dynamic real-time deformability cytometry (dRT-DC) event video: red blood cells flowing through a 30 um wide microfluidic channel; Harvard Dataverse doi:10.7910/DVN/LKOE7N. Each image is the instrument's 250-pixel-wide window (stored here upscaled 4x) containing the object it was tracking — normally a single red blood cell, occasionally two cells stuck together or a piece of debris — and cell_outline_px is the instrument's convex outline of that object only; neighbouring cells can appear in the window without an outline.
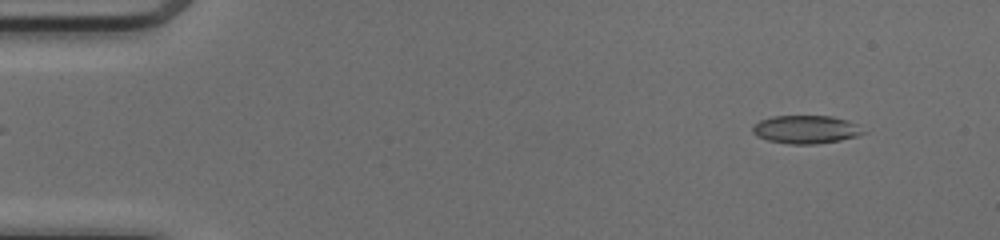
{"species": "common noctule bat (a hibernating species)", "species_latin": "Nyctalus noctula", "temperature_condition": "cold", "stored_images_in_passage": 49, "camera_frame_rate_fps": 3000, "um_per_image_px": 0.085, "animal": {"sex": "female", "body_mass_g": 17.0, "forearm_length_mm": 48.0}, "frame": {"image": 1, "passage_image": 4, "time_ms": 1.0, "image_size_px": [1000, 240], "cell_outline_px": [[868, 132], [856, 136], [840, 140], [816, 144], [788, 144], [768, 140], [756, 136], [752, 132], [752, 124], [760, 120], [772, 116], [832, 116], [848, 120], [856, 124]], "centroid_in_image_um": [68.49, 11.0], "position_along_channel_um": 16.5, "area_um2": 18.32}}
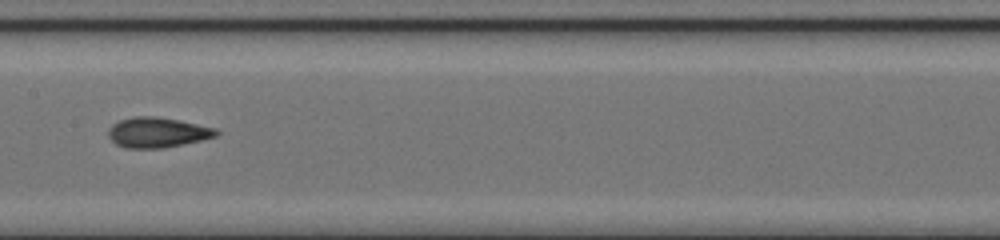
{"frame": {"image": 2, "passage_image": 25, "time_ms": 8.0, "image_size_px": [1000, 240], "cell_outline_px": [[220, 132], [216, 136], [200, 140], [164, 148], [124, 148], [116, 144], [108, 136], [108, 132], [112, 124], [120, 120], [132, 116], [156, 116], [180, 120], [216, 128]], "centroid_in_image_um": [13.37, 11.25], "position_along_channel_um": 194.0, "area_um2": 19.02}}
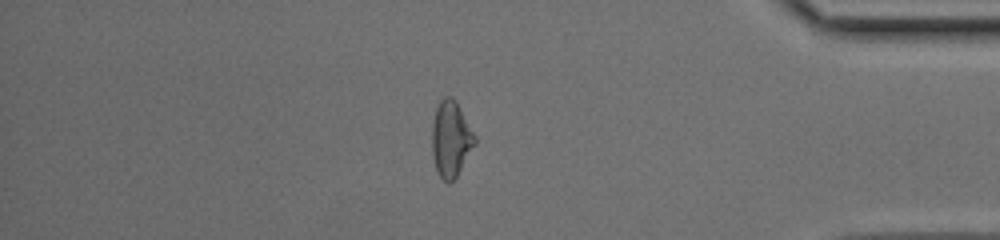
{"frame": {"image": 3, "passage_image": 42, "time_ms": 13.667, "image_size_px": [1000, 240], "cell_outline_px": [[476, 144], [456, 176], [448, 184], [440, 176], [436, 168], [432, 156], [432, 124], [436, 108], [440, 100], [444, 96], [452, 96], [456, 100], [476, 136]], "centroid_in_image_um": [38.33, 11.78], "position_along_channel_um": 396.9, "area_um2": 18.96}, "authors_computed_cell_mechanics": {"area_um2": 18.496, "velocity_mm_per_s": 4.1425, "shape_relaxation_time_tau1_ms": 3.3692, "shape_relaxation_time_tau2_ms": 1.8182, "deformation_change_tau1": 0.1359, "deformation_change_tau2": 0.0912}}